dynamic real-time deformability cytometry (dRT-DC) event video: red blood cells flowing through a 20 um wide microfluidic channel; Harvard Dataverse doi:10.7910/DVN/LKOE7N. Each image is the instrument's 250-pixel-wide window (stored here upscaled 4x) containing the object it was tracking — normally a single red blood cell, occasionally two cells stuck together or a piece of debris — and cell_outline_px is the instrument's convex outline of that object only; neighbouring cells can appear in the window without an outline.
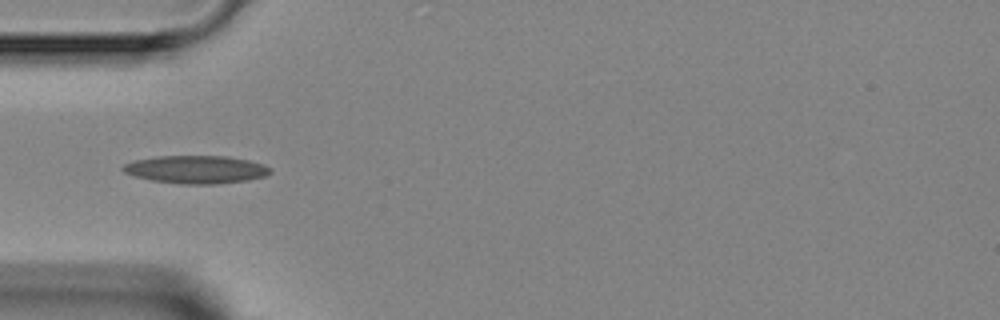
{"species": "Egyptian fruit bat (a non-hibernating species)", "species_latin": "Rousettus aegyptiacus", "temperature_condition": "room temperature", "stored_images_in_passage": 6, "camera_frame_rate_fps": 3000, "um_per_image_px": 0.085, "animal": {"sex": "female"}, "frame": {"image": 1, "passage_image": 5, "time_ms": 4.667, "image_size_px": [1000, 320], "cell_outline_px": [[272, 172], [264, 176], [248, 180], [216, 184], [180, 184], [152, 180], [132, 176], [124, 172], [120, 168], [124, 164], [132, 160], [156, 156], [228, 156], [248, 160], [264, 164], [272, 168]], "centroid_in_image_um": [16.64, 14.4], "position_along_channel_um": 68.4, "area_um2": 24.22}}
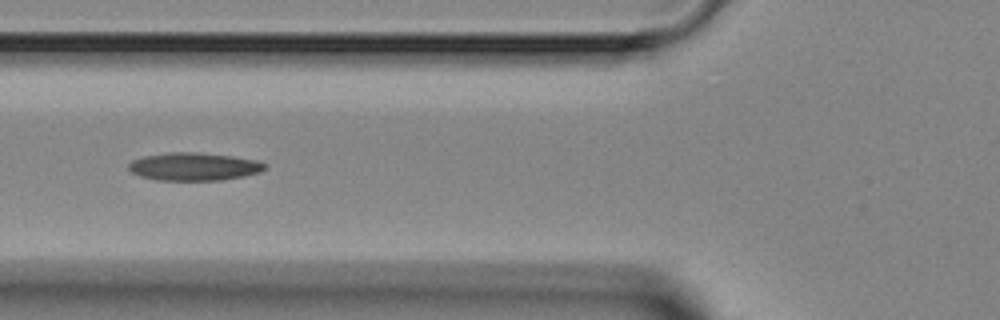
{"frame": {"image": 2, "passage_image": 6, "time_ms": 5.667, "image_size_px": [1000, 320], "cell_outline_px": [[264, 168], [260, 172], [244, 176], [220, 180], [156, 180], [140, 176], [132, 172], [128, 168], [128, 164], [132, 160], [144, 156], [172, 152], [200, 152], [232, 156], [256, 160], [264, 164]], "centroid_in_image_um": [16.45, 14.16], "position_along_channel_um": 109.3, "area_um2": 22.02}}